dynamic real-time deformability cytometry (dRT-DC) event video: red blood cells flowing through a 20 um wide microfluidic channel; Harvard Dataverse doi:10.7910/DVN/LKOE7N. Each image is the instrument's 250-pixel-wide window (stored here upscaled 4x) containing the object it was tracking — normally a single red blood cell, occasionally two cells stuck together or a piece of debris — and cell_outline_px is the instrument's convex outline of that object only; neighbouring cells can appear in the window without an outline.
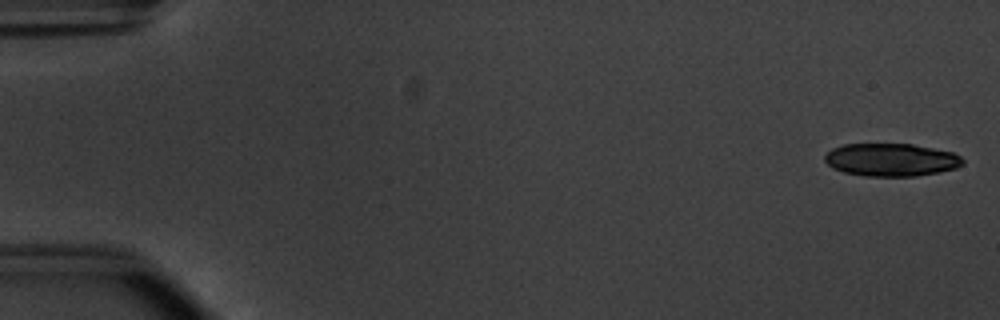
{"species": "common noctule bat (a hibernating species)", "species_latin": "Nyctalus noctula", "temperature_condition": "warm", "stored_images_in_passage": 17, "camera_frame_rate_fps": 3000, "um_per_image_px": 0.085, "animal": {"sex": "male", "body_mass_g": 20.1, "forearm_length_mm": 53.5}, "frame": {"image": 1, "passage_image": 1, "time_ms": 0.0, "image_size_px": [1000, 320], "cell_outline_px": [[964, 164], [956, 168], [940, 172], [916, 176], [864, 176], [844, 172], [832, 168], [824, 160], [824, 156], [832, 148], [844, 144], [912, 144], [952, 152], [960, 156], [964, 160]], "centroid_in_image_um": [75.75, 13.58], "position_along_channel_um": 9.3, "area_um2": 26.47}}